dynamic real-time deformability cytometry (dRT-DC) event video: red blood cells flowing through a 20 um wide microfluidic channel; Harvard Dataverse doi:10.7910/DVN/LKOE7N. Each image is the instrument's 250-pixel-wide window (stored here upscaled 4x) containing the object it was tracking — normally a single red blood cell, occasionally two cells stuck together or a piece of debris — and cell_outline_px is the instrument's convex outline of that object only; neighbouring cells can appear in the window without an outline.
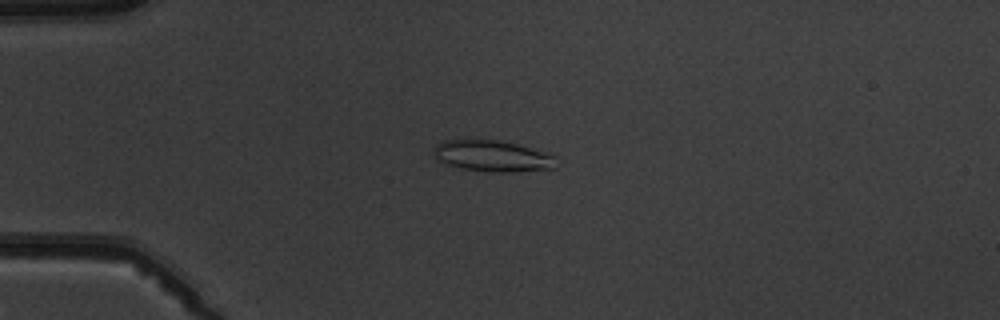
{"species": "common noctule bat (a hibernating species)", "species_latin": "Nyctalus noctula", "temperature_condition": "warm", "stored_images_in_passage": 8, "camera_frame_rate_fps": 3000, "um_per_image_px": 0.085, "animal": {"sex": "male", "body_mass_g": 19.5, "forearm_length_mm": 54.6}, "frame": {"image": 1, "passage_image": 4, "time_ms": 4.0, "image_size_px": [1000, 320], "cell_outline_px": [[556, 168], [512, 172], [488, 172], [464, 168], [448, 164], [440, 160], [432, 152], [436, 144], [444, 140], [500, 140], [516, 144], [556, 156]], "centroid_in_image_um": [41.88, 13.26], "position_along_channel_um": 43.1, "area_um2": 22.02}}
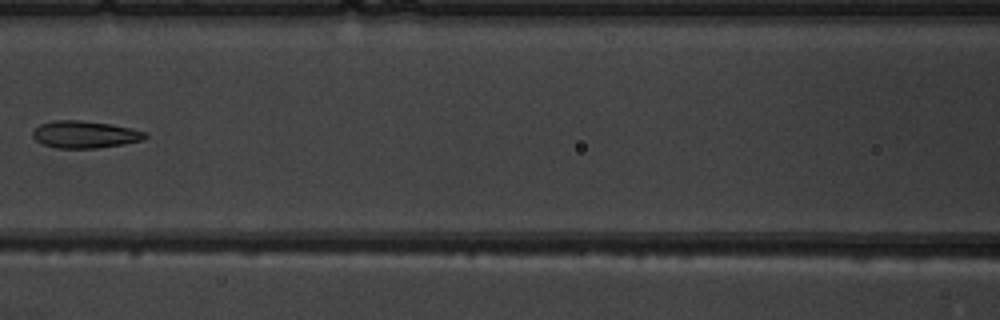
{"frame": {"image": 2, "passage_image": 7, "time_ms": 7.667, "image_size_px": [1000, 320], "cell_outline_px": [[148, 136], [144, 140], [124, 144], [96, 148], [56, 148], [44, 144], [36, 140], [32, 136], [32, 132], [40, 124], [52, 120], [80, 120], [112, 124], [132, 128], [148, 132]], "centroid_in_image_um": [7.26, 11.42], "position_along_channel_um": 159.3, "area_um2": 17.98}}
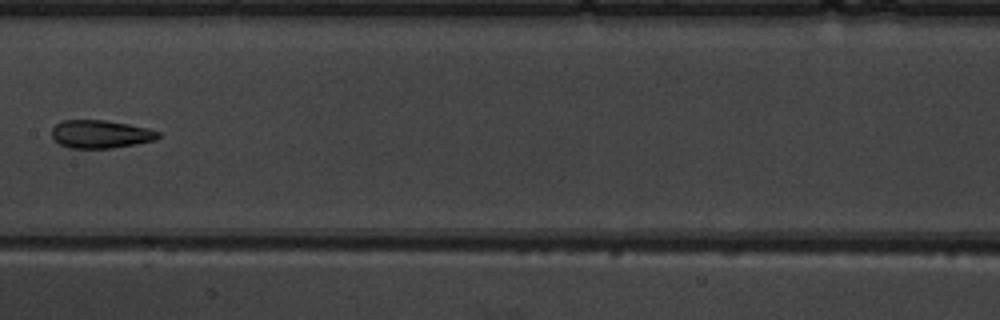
{"frame": {"image": 3, "passage_image": 8, "time_ms": 8.667, "image_size_px": [1000, 320], "cell_outline_px": [[160, 136], [156, 140], [136, 144], [112, 148], [68, 148], [60, 144], [52, 136], [52, 128], [60, 120], [104, 120], [128, 124], [148, 128], [160, 132]], "centroid_in_image_um": [8.55, 11.4], "position_along_channel_um": 198.8, "area_um2": 17.46}}